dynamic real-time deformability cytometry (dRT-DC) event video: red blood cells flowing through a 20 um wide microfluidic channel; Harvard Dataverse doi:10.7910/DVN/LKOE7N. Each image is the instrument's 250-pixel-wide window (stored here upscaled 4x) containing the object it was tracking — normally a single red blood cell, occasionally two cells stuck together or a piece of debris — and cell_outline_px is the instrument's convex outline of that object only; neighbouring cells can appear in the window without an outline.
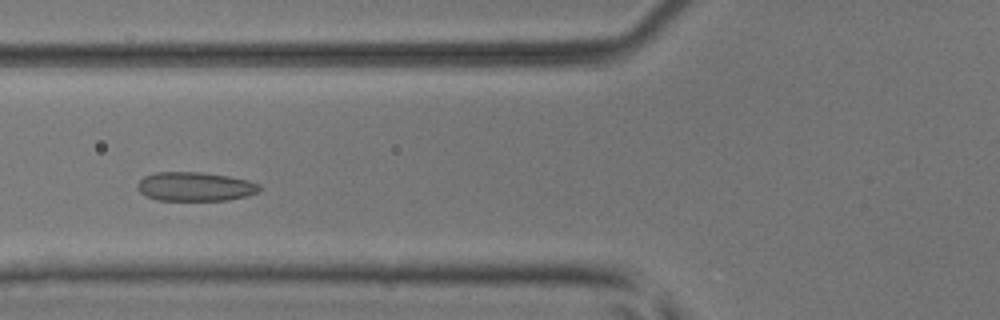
{"species": "common noctule bat (a hibernating species)", "species_latin": "Nyctalus noctula", "temperature_condition": "room temperature", "stored_images_in_passage": 49, "camera_frame_rate_fps": 3000, "um_per_image_px": 0.085, "animal": {"sex": "male", "body_mass_g": 17.9, "forearm_length_mm": 54.2}, "frame": {"image": 1, "passage_image": 16, "time_ms": 5.0, "image_size_px": [1000, 320], "cell_outline_px": [[260, 192], [248, 196], [228, 200], [156, 200], [140, 192], [136, 188], [136, 184], [144, 176], [156, 172], [200, 172], [228, 176], [248, 180], [260, 184]], "centroid_in_image_um": [16.59, 15.86], "position_along_channel_um": 109.2, "area_um2": 20.75}}
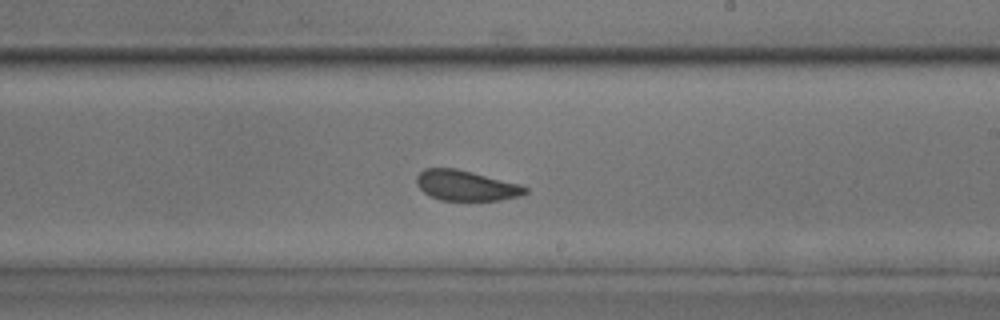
{"frame": {"image": 2, "passage_image": 27, "time_ms": 8.667, "image_size_px": [1000, 320], "cell_outline_px": [[528, 192], [520, 196], [500, 200], [440, 200], [424, 192], [416, 184], [416, 176], [424, 168], [456, 168], [520, 184], [528, 188]], "centroid_in_image_um": [39.61, 15.76], "position_along_channel_um": 249.4, "area_um2": 19.13}}
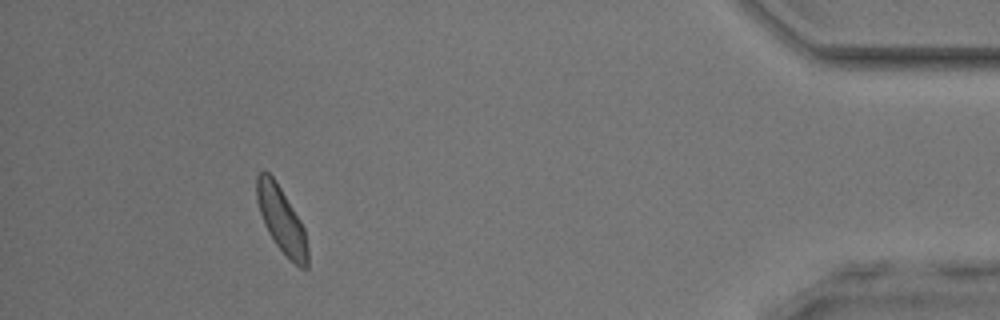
{"frame": {"image": 3, "passage_image": 44, "time_ms": 14.333, "image_size_px": [1000, 320], "cell_outline_px": [[308, 268], [300, 268], [276, 244], [268, 232], [264, 224], [256, 200], [256, 176], [264, 168], [276, 180], [300, 220], [304, 228], [308, 248]], "centroid_in_image_um": [23.91, 18.64], "position_along_channel_um": 411.3, "area_um2": 19.42}}